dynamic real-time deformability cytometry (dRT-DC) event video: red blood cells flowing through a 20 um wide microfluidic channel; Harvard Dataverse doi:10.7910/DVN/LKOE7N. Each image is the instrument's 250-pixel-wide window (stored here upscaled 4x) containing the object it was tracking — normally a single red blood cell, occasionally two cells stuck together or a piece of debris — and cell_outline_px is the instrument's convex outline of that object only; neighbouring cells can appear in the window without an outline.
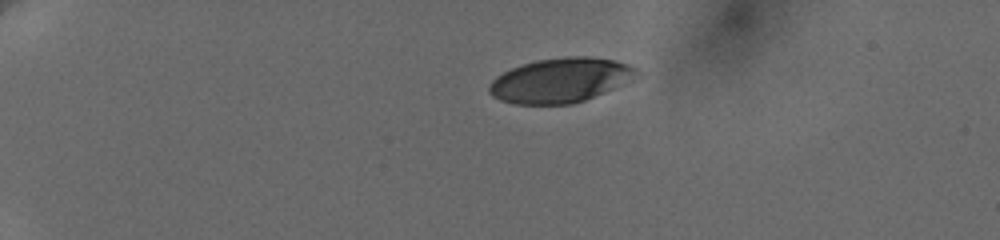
{"species": "human", "species_latin": "Homo sapiens", "temperature_condition": "cold", "stored_images_in_passage": 7, "camera_frame_rate_fps": 3000, "um_per_image_px": 0.085, "donor": {"sex": "female"}, "frame": {"image": 1, "passage_image": 1, "time_ms": 0.0, "image_size_px": [1000, 240], "cell_outline_px": [[640, 76], [632, 80], [604, 92], [584, 100], [572, 104], [516, 104], [500, 100], [492, 96], [488, 92], [488, 88], [492, 80], [496, 76], [512, 68], [536, 60], [568, 56], [584, 56], [612, 60], [628, 64], [636, 68], [640, 72]], "centroid_in_image_um": [47.64, 6.82], "position_along_channel_um": 37.4, "area_um2": 38.15}}
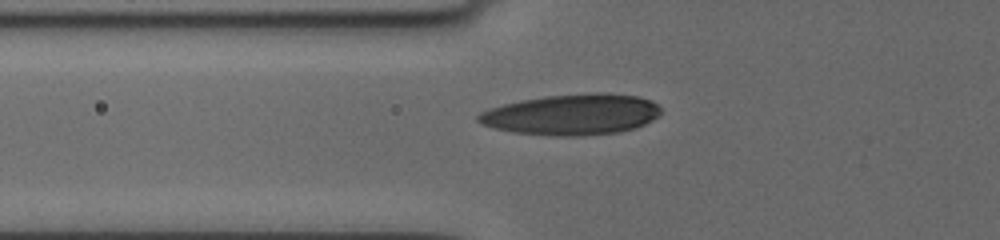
{"frame": {"image": 2, "passage_image": 5, "time_ms": 3.333, "image_size_px": [1000, 240], "cell_outline_px": [[660, 112], [652, 120], [644, 124], [632, 128], [616, 132], [580, 136], [556, 136], [516, 132], [496, 128], [484, 124], [476, 120], [476, 116], [480, 112], [488, 108], [520, 100], [544, 96], [592, 92], [604, 92], [636, 96], [652, 100], [660, 108]], "centroid_in_image_um": [48.6, 9.71], "position_along_channel_um": 77.2, "area_um2": 43.29}}
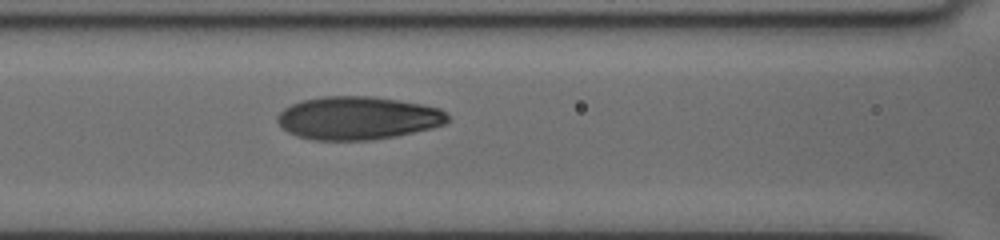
{"frame": {"image": 3, "passage_image": 7, "time_ms": 5.0, "image_size_px": [1000, 240], "cell_outline_px": [[448, 120], [444, 124], [432, 128], [396, 136], [368, 140], [316, 140], [296, 136], [288, 132], [276, 120], [276, 116], [284, 108], [300, 100], [324, 96], [372, 96], [400, 100], [440, 108], [448, 116]], "centroid_in_image_um": [30.39, 10.03], "position_along_channel_um": 136.2, "area_um2": 42.77}}